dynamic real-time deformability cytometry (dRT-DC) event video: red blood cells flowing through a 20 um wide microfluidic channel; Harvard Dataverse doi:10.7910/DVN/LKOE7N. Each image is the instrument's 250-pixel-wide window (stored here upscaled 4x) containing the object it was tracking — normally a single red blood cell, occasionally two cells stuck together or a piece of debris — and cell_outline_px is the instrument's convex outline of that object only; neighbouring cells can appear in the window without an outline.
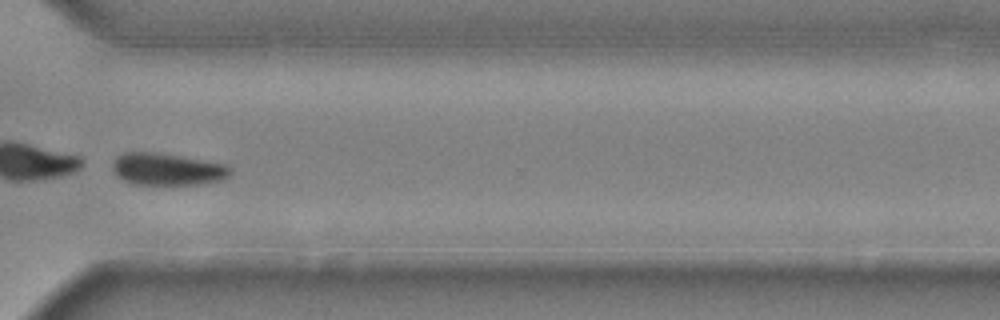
{"species": "common noctule bat (a hibernating species)", "species_latin": "Nyctalus noctula", "temperature_condition": "cold", "stored_images_in_passage": 37, "camera_frame_rate_fps": 3000, "um_per_image_px": 0.085, "animal": {"sex": "male", "body_mass_g": 20.4}, "frame": {"image": 1, "passage_image": 27, "time_ms": 8.667, "image_size_px": [1000, 320], "cell_outline_px": [[232, 172], [224, 180], [196, 184], [132, 184], [116, 176], [112, 168], [112, 160], [116, 156], [124, 152], [152, 152], [180, 156], [228, 164], [232, 168]], "centroid_in_image_um": [14.21, 14.38], "position_along_channel_um": 356.4, "area_um2": 22.2}}